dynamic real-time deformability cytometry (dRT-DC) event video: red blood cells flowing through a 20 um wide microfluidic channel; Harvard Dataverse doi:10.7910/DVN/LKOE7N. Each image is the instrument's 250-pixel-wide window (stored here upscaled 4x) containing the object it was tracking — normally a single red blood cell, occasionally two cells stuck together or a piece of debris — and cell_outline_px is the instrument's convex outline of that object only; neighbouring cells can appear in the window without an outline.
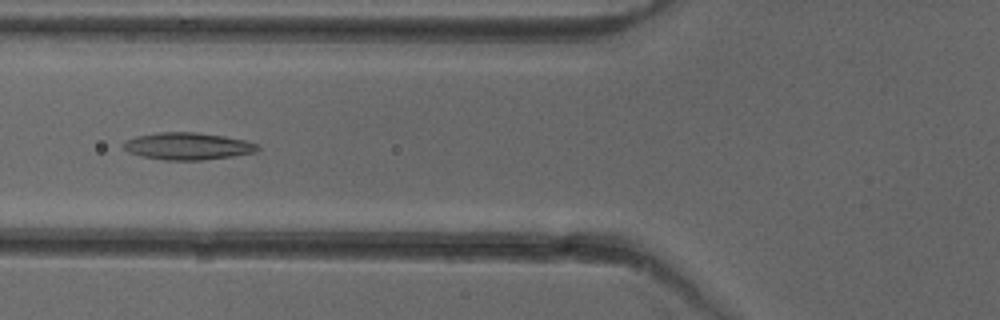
{"species": "common noctule bat (a hibernating species)", "species_latin": "Nyctalus noctula", "temperature_condition": "cold", "stored_images_in_passage": 39, "camera_frame_rate_fps": 3000, "um_per_image_px": 0.085, "animal": {"sex": "female"}, "frame": {"image": 1, "passage_image": 10, "time_ms": 3.0, "image_size_px": [1000, 320], "cell_outline_px": [[260, 148], [256, 152], [232, 156], [200, 160], [164, 160], [144, 156], [128, 152], [120, 144], [124, 140], [136, 136], [160, 132], [196, 132], [224, 136], [244, 140], [260, 144]], "centroid_in_image_um": [15.95, 12.41], "position_along_channel_um": 109.9, "area_um2": 21.27}}
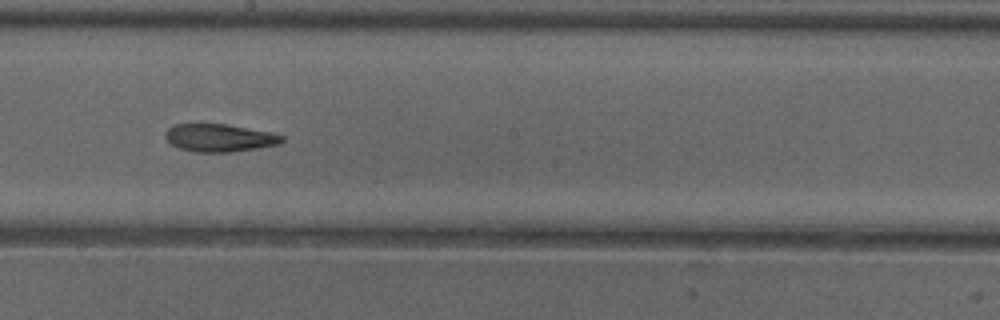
{"frame": {"image": 2, "passage_image": 19, "time_ms": 6.0, "image_size_px": [1000, 320], "cell_outline_px": [[284, 140], [280, 144], [232, 152], [196, 152], [180, 148], [172, 144], [164, 136], [164, 132], [172, 124], [224, 124], [272, 132], [284, 136]], "centroid_in_image_um": [18.65, 11.71], "position_along_channel_um": 229.5, "area_um2": 18.84}}
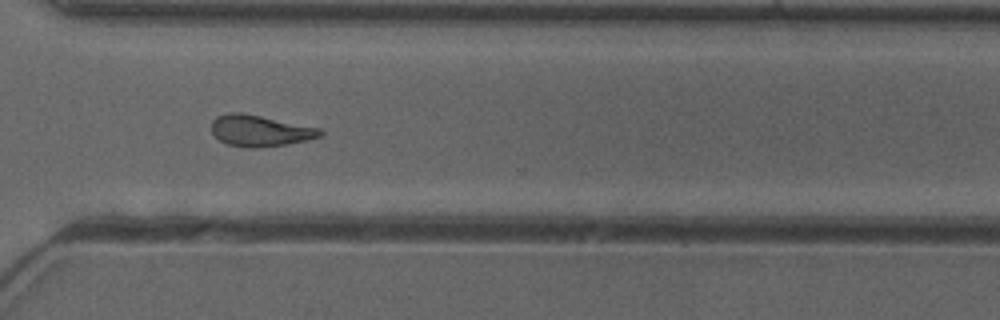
{"frame": {"image": 3, "passage_image": 28, "time_ms": 9.0, "image_size_px": [1000, 320], "cell_outline_px": [[324, 132], [320, 136], [308, 140], [260, 148], [244, 148], [228, 144], [220, 140], [212, 132], [212, 120], [216, 116], [228, 112], [240, 112], [320, 128]], "centroid_in_image_um": [22.08, 11.11], "position_along_channel_um": 348.5, "area_um2": 19.71}, "authors_computed_cell_mechanics": {"area_um2": 19.363, "velocity_mm_per_s": 3.972, "shape_relaxation_time_tau1_ms": null, "shape_relaxation_time_tau2_ms": 6.4998, "deformation_change_tau1": null, "deformation_change_tau2": 0.1673}}